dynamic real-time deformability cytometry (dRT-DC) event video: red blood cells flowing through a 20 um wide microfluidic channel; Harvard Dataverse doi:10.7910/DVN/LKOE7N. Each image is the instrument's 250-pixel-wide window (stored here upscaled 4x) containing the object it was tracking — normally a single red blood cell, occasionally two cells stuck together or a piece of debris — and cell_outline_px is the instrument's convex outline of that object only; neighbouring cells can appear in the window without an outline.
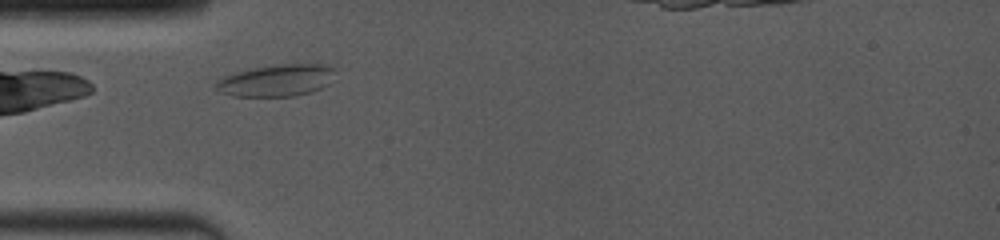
{"species": "common noctule bat (a hibernating species)", "species_latin": "Nyctalus noctula", "temperature_condition": "room temperature", "stored_images_in_passage": 22, "camera_frame_rate_fps": 4000, "um_per_image_px": 0.085, "animal": {"sex": "female", "body_mass_g": 19.0, "forearm_length_mm": 53.3}, "frame": {"image": 1, "passage_image": 1, "time_ms": 0.0, "image_size_px": [1000, 240], "cell_outline_px": [[332, 84], [312, 92], [292, 96], [232, 96], [220, 92], [212, 84], [216, 80], [224, 76], [256, 68], [280, 64], [324, 64], [332, 68]], "centroid_in_image_um": [23.5, 6.85], "position_along_channel_um": 61.5, "area_um2": 22.02}}
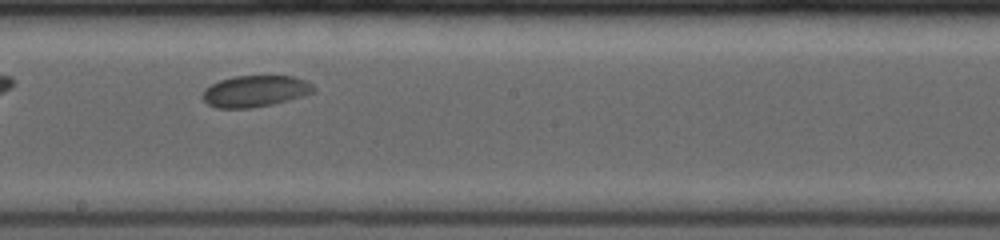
{"frame": {"image": 2, "passage_image": 10, "time_ms": 4.25, "image_size_px": [1000, 240], "cell_outline_px": [[316, 88], [312, 92], [304, 96], [272, 104], [248, 108], [216, 108], [208, 104], [200, 96], [204, 88], [220, 80], [236, 76], [292, 76], [304, 80], [312, 84]], "centroid_in_image_um": [21.66, 7.75], "position_along_channel_um": 226.5, "area_um2": 20.29}}
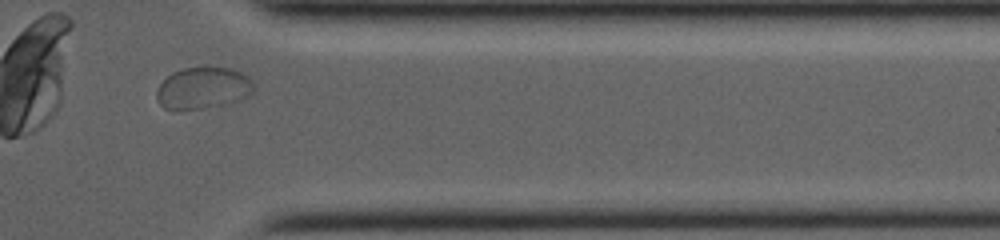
{"frame": {"image": 3, "passage_image": 20, "time_ms": 8.5, "image_size_px": [1000, 240], "cell_outline_px": [[256, 88], [248, 96], [240, 100], [224, 104], [180, 112], [176, 112], [164, 108], [156, 100], [156, 92], [160, 84], [172, 72], [184, 68], [228, 68], [240, 72], [248, 76], [256, 84]], "centroid_in_image_um": [17.25, 7.52], "position_along_channel_um": 394.1, "area_um2": 23.93}, "authors_computed_cell_mechanics": {"area_um2": 20.3745, "velocity_mm_per_s": 3.9425, "shape_relaxation_time_tau1_ms": 8.0929, "shape_relaxation_time_tau2_ms": null, "deformation_change_tau1": 0.0939, "deformation_change_tau2": null}}